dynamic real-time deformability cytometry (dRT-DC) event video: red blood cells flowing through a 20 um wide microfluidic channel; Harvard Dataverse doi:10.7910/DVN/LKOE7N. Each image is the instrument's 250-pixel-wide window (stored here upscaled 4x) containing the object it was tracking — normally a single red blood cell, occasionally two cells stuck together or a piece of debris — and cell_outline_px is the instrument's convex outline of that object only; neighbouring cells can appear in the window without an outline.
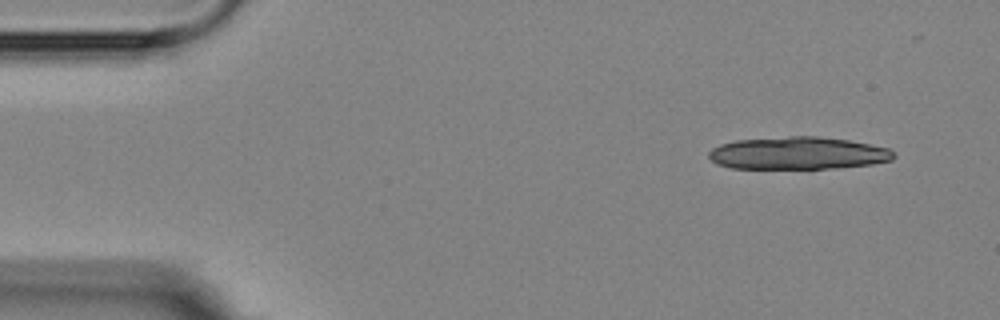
{"species": "Egyptian fruit bat (a non-hibernating species)", "species_latin": "Rousettus aegyptiacus", "temperature_condition": "room temperature", "stored_images_in_passage": 5, "camera_frame_rate_fps": 3000, "um_per_image_px": 0.085, "animal": {"sex": "female"}, "frame": {"image": 1, "passage_image": 1, "time_ms": 0.0, "image_size_px": [1000, 320], "cell_outline_px": [[896, 156], [892, 160], [872, 164], [836, 168], [732, 168], [716, 164], [708, 156], [708, 152], [712, 148], [720, 144], [736, 140], [788, 136], [816, 136], [848, 140], [888, 148]], "centroid_in_image_um": [67.8, 13.02], "position_along_channel_um": 17.2, "area_um2": 34.97}}